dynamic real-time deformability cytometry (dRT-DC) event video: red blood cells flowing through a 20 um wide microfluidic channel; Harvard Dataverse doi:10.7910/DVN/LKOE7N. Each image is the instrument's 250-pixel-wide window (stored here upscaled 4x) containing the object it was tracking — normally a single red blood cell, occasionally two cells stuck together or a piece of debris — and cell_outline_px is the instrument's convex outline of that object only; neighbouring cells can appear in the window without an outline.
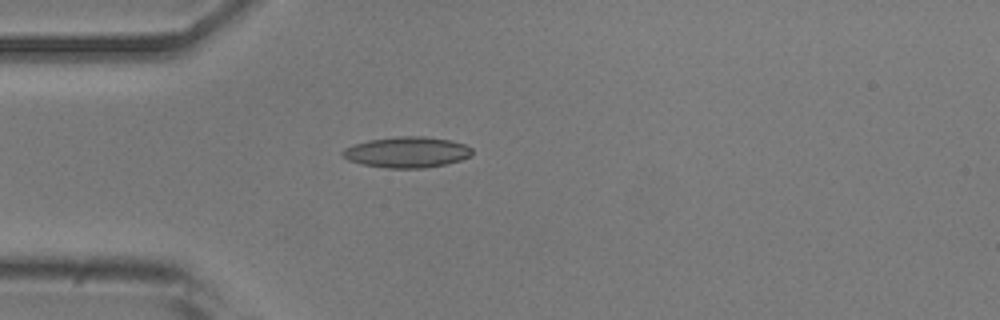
{"species": "common noctule bat (a hibernating species)", "species_latin": "Nyctalus noctula", "temperature_condition": "room temperature", "stored_images_in_passage": 2, "camera_frame_rate_fps": 3000, "um_per_image_px": 0.085, "animal": {"sex": "male", "body_mass_g": 20.5, "forearm_length_mm": 52.5}, "frame": {"image": 1, "passage_image": 2, "time_ms": 0.333, "image_size_px": [1000, 320], "cell_outline_px": [[472, 156], [460, 160], [444, 164], [424, 168], [388, 168], [360, 164], [348, 160], [340, 156], [340, 152], [344, 148], [368, 140], [396, 136], [424, 136], [452, 140], [464, 144], [472, 148]], "centroid_in_image_um": [34.57, 12.93], "position_along_channel_um": 50.4, "area_um2": 23.47}}